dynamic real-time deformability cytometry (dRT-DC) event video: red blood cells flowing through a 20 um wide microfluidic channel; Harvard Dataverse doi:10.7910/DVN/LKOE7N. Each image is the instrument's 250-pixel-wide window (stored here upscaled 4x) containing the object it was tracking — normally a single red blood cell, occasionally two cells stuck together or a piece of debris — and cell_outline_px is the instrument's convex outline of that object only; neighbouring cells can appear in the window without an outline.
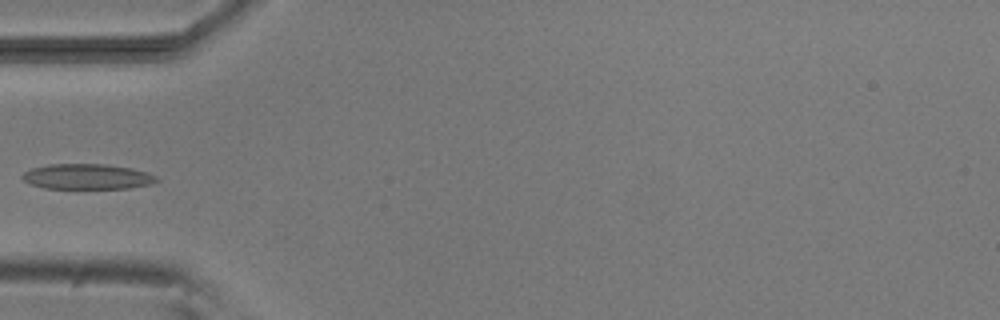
{"species": "common noctule bat (a hibernating species)", "species_latin": "Nyctalus noctula", "temperature_condition": "room temperature", "stored_images_in_passage": 6, "camera_frame_rate_fps": 3000, "um_per_image_px": 0.085, "animal": {"sex": "male", "body_mass_g": 20.5, "forearm_length_mm": 52.5}, "frame": {"image": 1, "passage_image": 5, "time_ms": 5.333, "image_size_px": [1000, 320], "cell_outline_px": [[160, 180], [152, 184], [128, 188], [44, 188], [32, 184], [24, 180], [20, 176], [24, 172], [32, 168], [52, 164], [108, 164], [132, 168], [148, 172], [156, 176]], "centroid_in_image_um": [7.45, 15.0], "position_along_channel_um": 77.5, "area_um2": 19.83}}
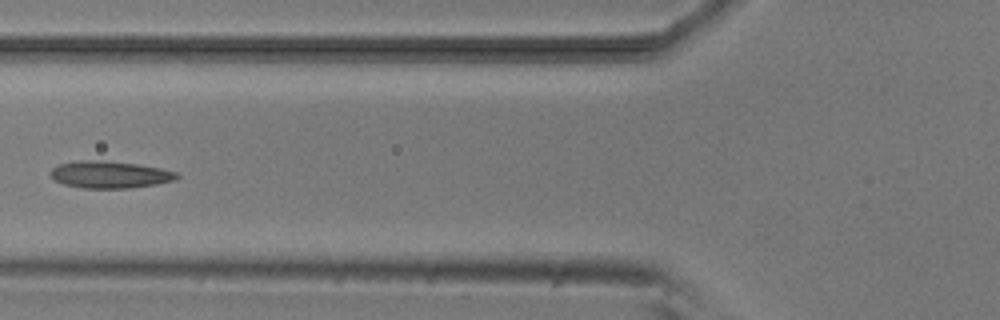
{"frame": {"image": 2, "passage_image": 6, "time_ms": 6.333, "image_size_px": [1000, 320], "cell_outline_px": [[180, 176], [176, 180], [156, 184], [128, 188], [84, 188], [64, 184], [56, 180], [48, 172], [52, 168], [60, 164], [80, 160], [100, 160], [136, 164], [160, 168], [176, 172]], "centroid_in_image_um": [9.34, 14.84], "position_along_channel_um": 116.5, "area_um2": 19.77}}